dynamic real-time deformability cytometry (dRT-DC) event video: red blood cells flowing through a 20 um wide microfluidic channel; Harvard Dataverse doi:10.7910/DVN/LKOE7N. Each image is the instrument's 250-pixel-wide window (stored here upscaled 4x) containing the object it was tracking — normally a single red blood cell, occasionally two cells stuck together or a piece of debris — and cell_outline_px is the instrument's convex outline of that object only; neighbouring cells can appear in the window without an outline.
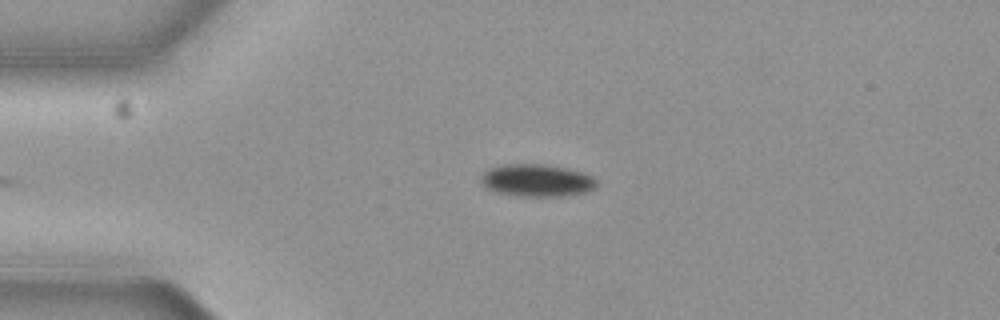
{"species": "common noctule bat (a hibernating species)", "species_latin": "Nyctalus noctula", "temperature_condition": "cold", "stored_images_in_passage": 31, "camera_frame_rate_fps": 3000, "um_per_image_px": 0.085, "animal": {"sex": "female", "body_mass_g": 19.3, "forearm_length_mm": 54.1}, "frame": {"image": 1, "passage_image": 1, "time_ms": 0.0, "image_size_px": [1000, 320], "cell_outline_px": [[596, 188], [588, 192], [564, 196], [520, 196], [496, 192], [488, 188], [480, 180], [480, 176], [488, 168], [500, 164], [548, 164], [584, 172], [592, 176], [596, 180]], "centroid_in_image_um": [45.65, 15.32], "position_along_channel_um": 39.4, "area_um2": 22.08}}
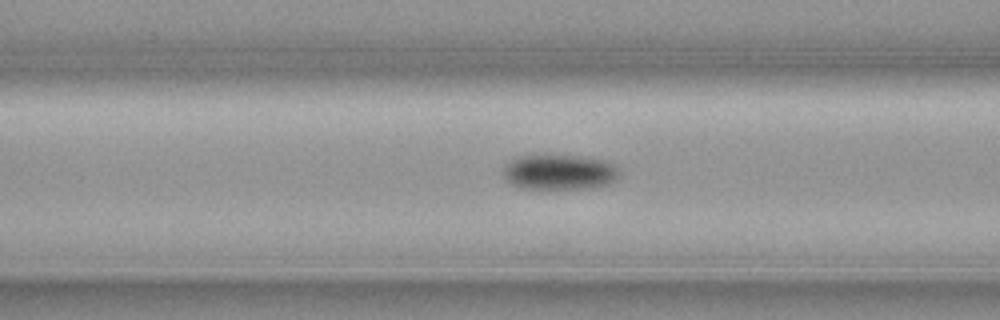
{"frame": {"image": 2, "passage_image": 10, "time_ms": 3.0, "image_size_px": [1000, 320], "cell_outline_px": [[620, 172], [616, 180], [608, 184], [592, 188], [520, 188], [504, 180], [504, 164], [508, 160], [516, 156], [544, 152], [584, 156], [604, 160], [612, 164]], "centroid_in_image_um": [47.48, 14.57], "position_along_channel_um": 119.1, "area_um2": 24.8}}
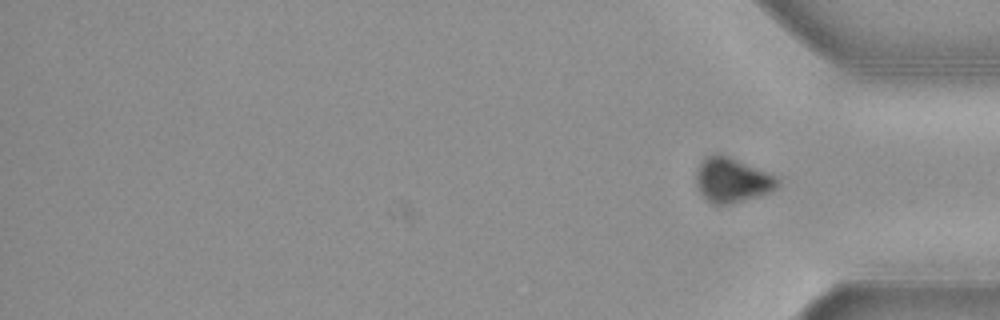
{"frame": {"image": 3, "passage_image": 31, "time_ms": 10.0, "image_size_px": [1000, 320], "cell_outline_px": [[780, 184], [772, 192], [732, 204], [712, 204], [700, 192], [696, 184], [696, 168], [704, 156], [712, 152], [716, 152], [728, 156], [776, 176], [780, 180]], "centroid_in_image_um": [62.21, 15.29], "position_along_channel_um": 373.0, "area_um2": 21.44}, "authors_computed_cell_mechanics": {"area_um2": 24.0448, "velocity_mm_per_s": 3.6879, "shape_relaxation_time_tau1_ms": 2.4839, "shape_relaxation_time_tau2_ms": null, "deformation_change_tau1": 0.0642, "deformation_change_tau2": null}}